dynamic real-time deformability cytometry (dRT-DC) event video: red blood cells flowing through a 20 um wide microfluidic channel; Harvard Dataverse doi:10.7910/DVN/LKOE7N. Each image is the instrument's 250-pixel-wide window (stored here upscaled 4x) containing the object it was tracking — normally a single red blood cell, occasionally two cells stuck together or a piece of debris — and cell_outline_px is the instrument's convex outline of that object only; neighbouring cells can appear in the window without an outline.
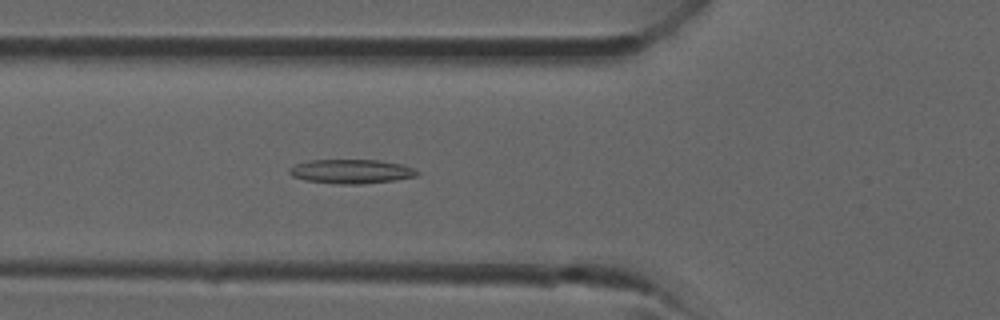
{"species": "common noctule bat (a hibernating species)", "species_latin": "Nyctalus noctula", "temperature_condition": "room temperature", "stored_images_in_passage": 36, "camera_frame_rate_fps": 3000, "um_per_image_px": 0.085, "animal": {"sex": "male", "forearm_length_mm": 52.5}, "frame": {"image": 1, "passage_image": 13, "time_ms": 4.0, "image_size_px": [1000, 320], "cell_outline_px": [[420, 172], [416, 176], [392, 180], [360, 184], [336, 184], [304, 180], [292, 176], [288, 172], [288, 168], [296, 164], [308, 160], [380, 160], [404, 164], [416, 168]], "centroid_in_image_um": [29.86, 14.56], "position_along_channel_um": 95.9, "area_um2": 18.15}}
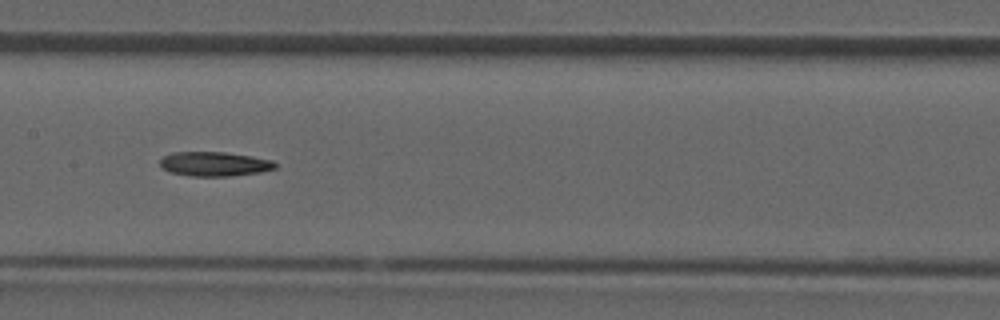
{"frame": {"image": 2, "passage_image": 18, "time_ms": 5.667, "image_size_px": [1000, 320], "cell_outline_px": [[276, 168], [260, 172], [228, 176], [192, 176], [168, 172], [160, 164], [160, 160], [164, 156], [172, 152], [224, 152], [252, 156], [272, 160], [276, 164]], "centroid_in_image_um": [18.22, 13.93], "position_along_channel_um": 189.2, "area_um2": 16.3}}
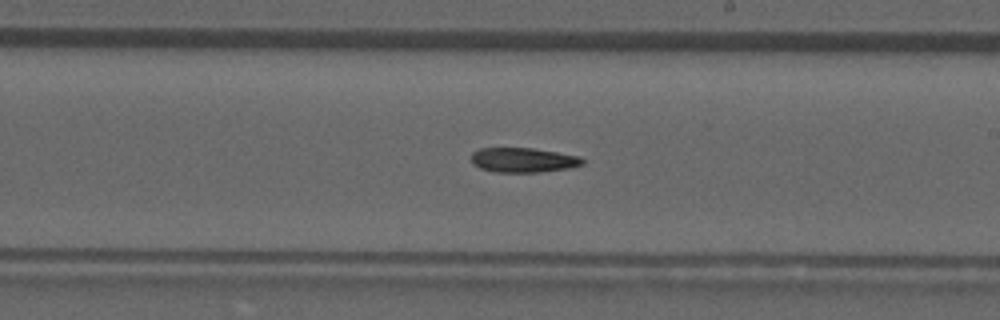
{"frame": {"image": 3, "passage_image": 21, "time_ms": 6.667, "image_size_px": [1000, 320], "cell_outline_px": [[584, 164], [572, 168], [540, 172], [492, 172], [480, 168], [472, 164], [472, 152], [480, 148], [532, 148], [580, 156], [584, 160]], "centroid_in_image_um": [44.48, 13.61], "position_along_channel_um": 244.5, "area_um2": 16.13}}